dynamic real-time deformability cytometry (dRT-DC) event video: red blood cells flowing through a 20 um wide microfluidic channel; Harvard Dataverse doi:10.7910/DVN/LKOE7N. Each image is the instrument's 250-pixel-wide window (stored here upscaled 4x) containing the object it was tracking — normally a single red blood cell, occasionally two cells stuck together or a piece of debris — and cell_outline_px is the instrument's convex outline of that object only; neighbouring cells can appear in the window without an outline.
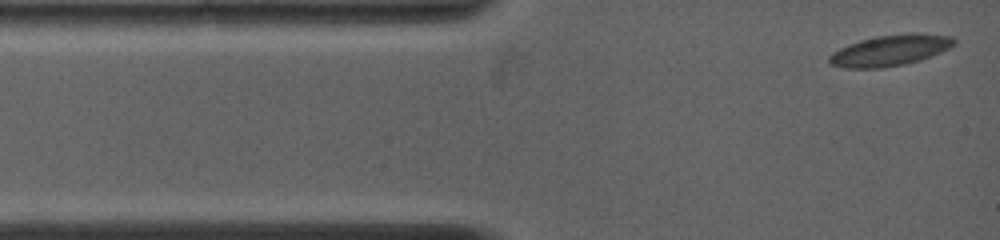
{"species": "common noctule bat (a hibernating species)", "species_latin": "Nyctalus noctula", "temperature_condition": "warm", "stored_images_in_passage": 65, "camera_frame_rate_fps": 5000, "um_per_image_px": 0.085, "animal": {"sex": "female", "body_mass_g": 19.0, "forearm_length_mm": 53.3}, "frame": {"image": 1, "passage_image": 1, "time_ms": 0.0, "image_size_px": [1000, 240], "cell_outline_px": [[956, 44], [940, 52], [920, 60], [904, 64], [884, 68], [844, 68], [828, 64], [828, 56], [832, 52], [848, 44], [860, 40], [876, 36], [952, 36], [956, 40]], "centroid_in_image_um": [75.53, 4.35], "position_along_channel_um": 9.5, "area_um2": 21.62}}
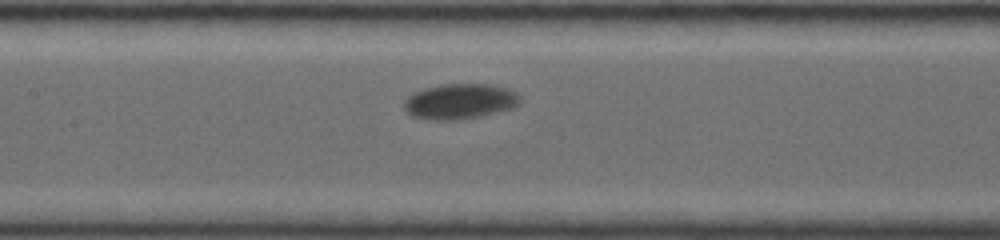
{"frame": {"image": 2, "passage_image": 28, "time_ms": 5.4, "image_size_px": [1000, 240], "cell_outline_px": [[520, 104], [516, 108], [480, 116], [456, 120], [436, 120], [412, 116], [404, 108], [404, 100], [412, 92], [440, 84], [492, 84], [508, 88], [516, 92], [520, 96]], "centroid_in_image_um": [39.13, 8.61], "position_along_channel_um": 168.3, "area_um2": 24.16}}
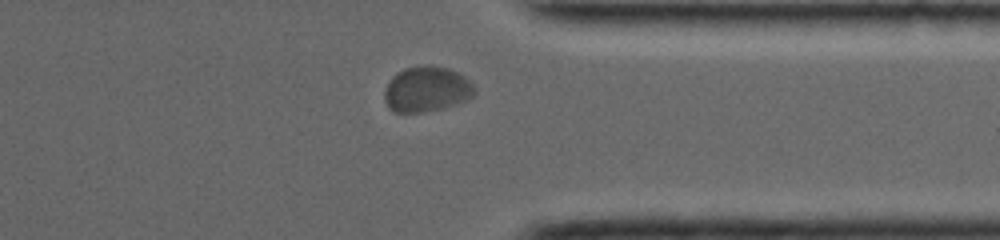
{"frame": {"image": 3, "passage_image": 56, "time_ms": 11.0, "image_size_px": [1000, 240], "cell_outline_px": [[476, 92], [468, 100], [456, 104], [440, 108], [420, 112], [392, 112], [388, 108], [384, 100], [384, 92], [392, 76], [396, 72], [404, 68], [428, 64], [448, 68], [464, 76], [476, 88]], "centroid_in_image_um": [36.25, 7.57], "position_along_channel_um": 375.1, "area_um2": 23.93}}